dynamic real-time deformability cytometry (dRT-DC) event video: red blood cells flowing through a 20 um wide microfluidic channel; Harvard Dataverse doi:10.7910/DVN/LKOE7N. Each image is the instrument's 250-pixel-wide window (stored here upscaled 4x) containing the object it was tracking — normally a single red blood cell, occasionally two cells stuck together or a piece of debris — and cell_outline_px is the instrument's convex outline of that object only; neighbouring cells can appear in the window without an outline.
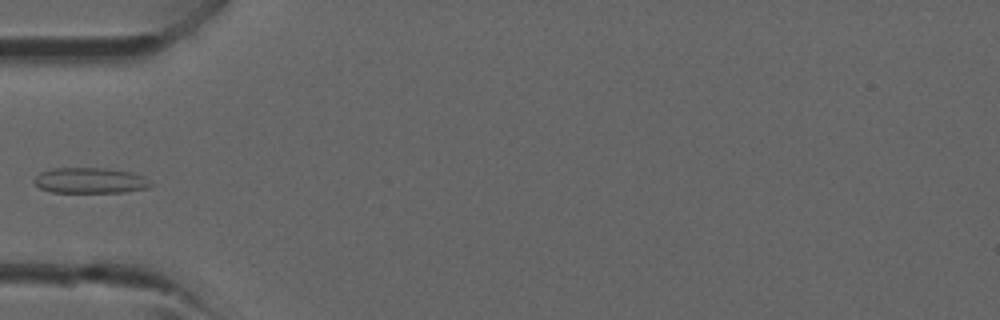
{"species": "common noctule bat (a hibernating species)", "species_latin": "Nyctalus noctula", "temperature_condition": "room temperature", "stored_images_in_passage": 4, "camera_frame_rate_fps": 3000, "um_per_image_px": 0.085, "animal": {"sex": "male", "forearm_length_mm": 52.5}, "frame": {"image": 1, "passage_image": 4, "time_ms": 3.333, "image_size_px": [1000, 320], "cell_outline_px": [[156, 184], [148, 188], [124, 192], [52, 192], [40, 188], [32, 180], [40, 172], [52, 168], [104, 168], [132, 172], [144, 176]], "centroid_in_image_um": [7.71, 15.34], "position_along_channel_um": 77.3, "area_um2": 17.57}}